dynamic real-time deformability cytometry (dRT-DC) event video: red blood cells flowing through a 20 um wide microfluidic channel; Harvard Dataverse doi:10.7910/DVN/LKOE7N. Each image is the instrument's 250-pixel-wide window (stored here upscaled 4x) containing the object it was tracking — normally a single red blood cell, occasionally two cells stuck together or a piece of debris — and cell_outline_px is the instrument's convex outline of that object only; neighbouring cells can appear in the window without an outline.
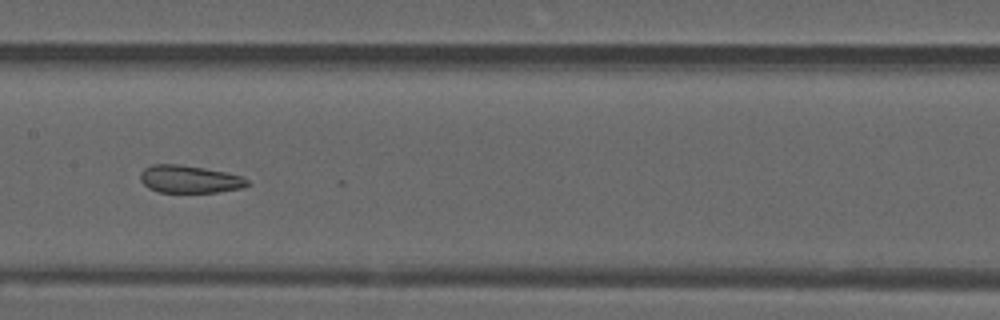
{"species": "common noctule bat (a hibernating species)", "species_latin": "Nyctalus noctula", "temperature_condition": "warm", "stored_images_in_passage": 28, "camera_frame_rate_fps": 3000, "um_per_image_px": 0.085, "animal": {"sex": "male", "forearm_length_mm": 52.5}, "frame": {"image": 1, "passage_image": 27, "time_ms": 8.667, "image_size_px": [1000, 320], "cell_outline_px": [[252, 184], [244, 188], [216, 192], [160, 192], [148, 188], [140, 180], [140, 172], [144, 168], [152, 164], [180, 164], [204, 168], [244, 176]], "centroid_in_image_um": [16.13, 15.23], "position_along_channel_um": 191.3, "area_um2": 17.4}}